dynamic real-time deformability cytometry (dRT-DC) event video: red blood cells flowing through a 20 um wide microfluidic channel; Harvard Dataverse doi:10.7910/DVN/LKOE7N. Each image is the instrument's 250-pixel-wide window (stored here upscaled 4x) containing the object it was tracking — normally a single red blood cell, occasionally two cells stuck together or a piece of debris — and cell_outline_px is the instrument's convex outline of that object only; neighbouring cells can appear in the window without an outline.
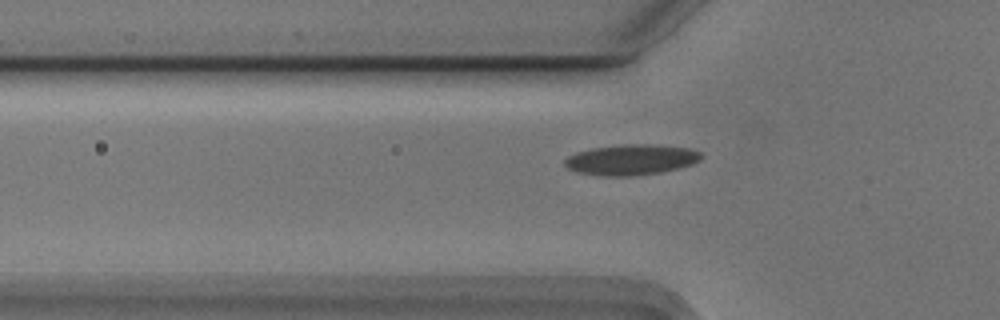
{"species": "Egyptian fruit bat (a non-hibernating species)", "species_latin": "Rousettus aegyptiacus", "temperature_condition": "cold", "stored_images_in_passage": 39, "camera_frame_rate_fps": 3000, "um_per_image_px": 0.085, "animal": {"sex": "male"}, "frame": {"image": 1, "passage_image": 7, "time_ms": 2.0, "image_size_px": [1000, 320], "cell_outline_px": [[700, 160], [692, 164], [660, 172], [628, 176], [604, 176], [576, 172], [568, 168], [564, 164], [564, 160], [568, 156], [592, 148], [628, 144], [648, 144], [688, 148], [700, 152]], "centroid_in_image_um": [53.62, 13.58], "position_along_channel_um": 72.2, "area_um2": 23.87}}
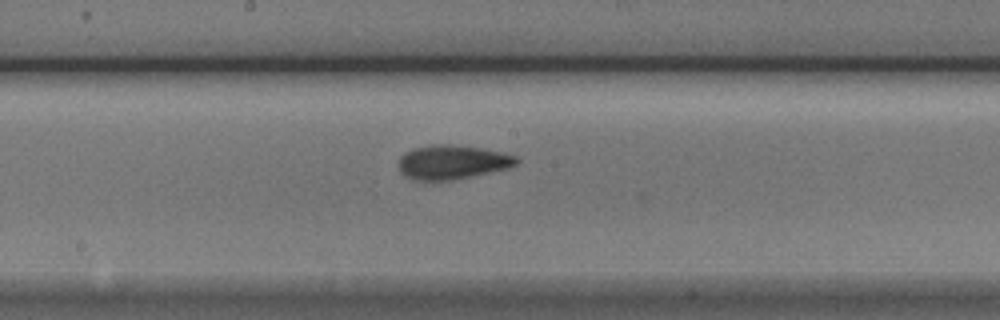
{"frame": {"image": 2, "passage_image": 18, "time_ms": 5.667, "image_size_px": [1000, 320], "cell_outline_px": [[520, 160], [516, 164], [508, 168], [448, 180], [412, 180], [404, 176], [400, 172], [400, 156], [404, 152], [412, 148], [432, 144], [448, 144], [476, 148], [500, 152], [516, 156]], "centroid_in_image_um": [38.38, 13.77], "position_along_channel_um": 209.8, "area_um2": 23.06}}
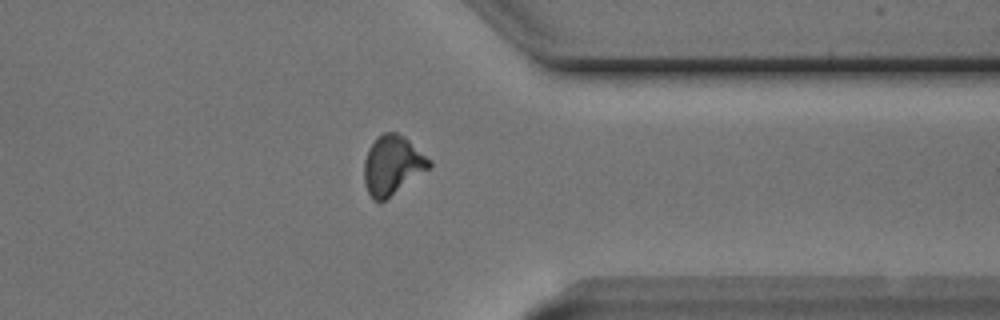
{"frame": {"image": 3, "passage_image": 32, "time_ms": 10.333, "image_size_px": [1000, 320], "cell_outline_px": [[432, 168], [380, 204], [372, 200], [364, 184], [364, 160], [368, 148], [376, 136], [384, 132], [396, 132], [404, 136], [432, 160]], "centroid_in_image_um": [33.36, 14.06], "position_along_channel_um": 378.0, "area_um2": 23.12}, "authors_computed_cell_mechanics": {"area_um2": 22.1952, "velocity_mm_per_s": 3.7356, "shape_relaxation_time_tau1_ms": 4.5735, "shape_relaxation_time_tau2_ms": 2.4689, "deformation_change_tau1": 0.1329, "deformation_change_tau2": 0.0818}}